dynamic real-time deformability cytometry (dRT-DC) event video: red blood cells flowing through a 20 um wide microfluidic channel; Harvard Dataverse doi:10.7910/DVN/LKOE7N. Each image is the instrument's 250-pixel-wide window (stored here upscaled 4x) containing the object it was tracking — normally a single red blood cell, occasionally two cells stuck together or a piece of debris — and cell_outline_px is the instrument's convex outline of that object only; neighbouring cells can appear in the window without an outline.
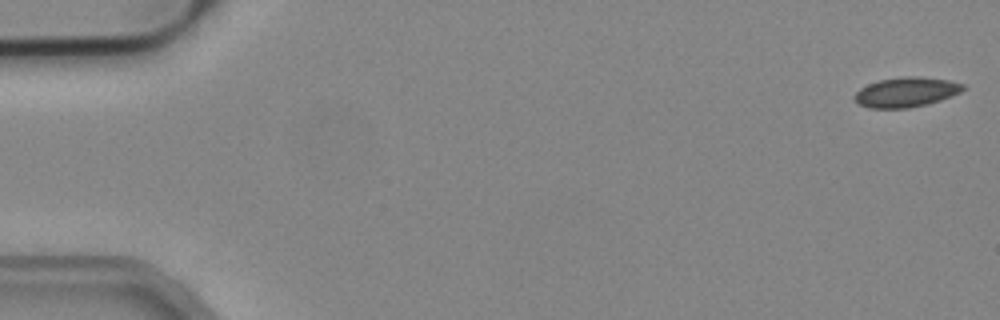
{"species": "common noctule bat (a hibernating species)", "species_latin": "Nyctalus noctula", "temperature_condition": "cold", "stored_images_in_passage": 49, "camera_frame_rate_fps": 3000, "um_per_image_px": 0.085, "animal": {"sex": "male", "body_mass_g": 19.2, "forearm_length_mm": 51.8}, "frame": {"image": 1, "passage_image": 1, "time_ms": 0.0, "image_size_px": [1000, 320], "cell_outline_px": [[968, 88], [952, 96], [928, 104], [908, 108], [868, 108], [852, 100], [852, 96], [860, 88], [868, 84], [880, 80], [904, 76], [920, 76], [948, 80], [964, 84]], "centroid_in_image_um": [77.02, 7.83], "position_along_channel_um": 8.0, "area_um2": 19.07}}
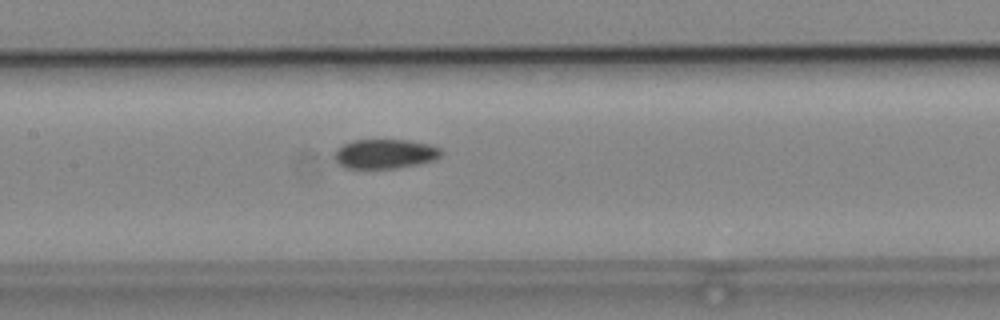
{"frame": {"image": 2, "passage_image": 25, "time_ms": 8.0, "image_size_px": [1000, 320], "cell_outline_px": [[444, 152], [436, 160], [420, 164], [400, 168], [344, 168], [336, 164], [332, 156], [336, 148], [352, 140], [408, 140], [428, 144], [440, 148]], "centroid_in_image_um": [32.69, 13.09], "position_along_channel_um": 174.7, "area_um2": 18.73}}
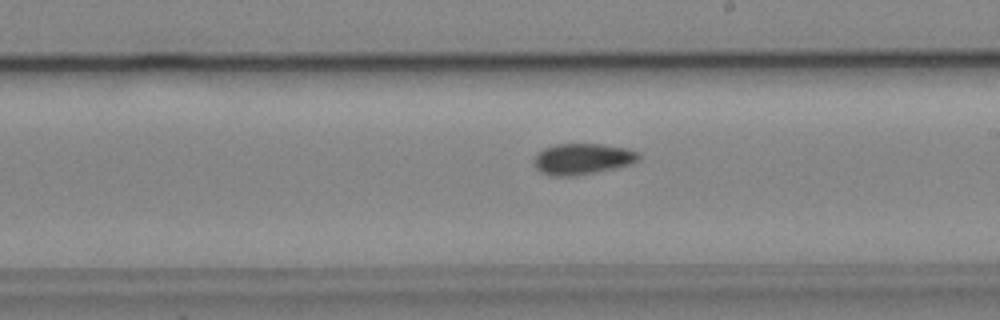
{"frame": {"image": 3, "passage_image": 30, "time_ms": 9.667, "image_size_px": [1000, 320], "cell_outline_px": [[640, 160], [632, 164], [572, 176], [552, 176], [540, 172], [536, 168], [532, 160], [544, 148], [556, 144], [600, 144], [628, 148], [640, 152]], "centroid_in_image_um": [49.52, 13.5], "position_along_channel_um": 239.5, "area_um2": 18.9}}